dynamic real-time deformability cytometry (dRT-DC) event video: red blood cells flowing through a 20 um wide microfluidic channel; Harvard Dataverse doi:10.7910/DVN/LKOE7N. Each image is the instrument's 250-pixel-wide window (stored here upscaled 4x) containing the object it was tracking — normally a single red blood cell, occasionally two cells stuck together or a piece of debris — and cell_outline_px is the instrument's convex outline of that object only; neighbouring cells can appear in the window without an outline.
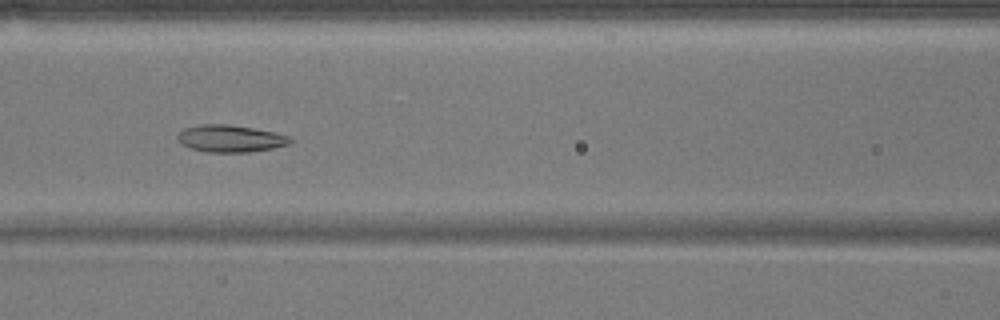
{"species": "common noctule bat (a hibernating species)", "species_latin": "Nyctalus noctula", "temperature_condition": "warm", "stored_images_in_passage": 48, "camera_frame_rate_fps": 3000, "um_per_image_px": 0.085, "animal": {"sex": "male", "body_mass_g": 17.9}, "frame": {"image": 1, "passage_image": 22, "time_ms": 7.0, "image_size_px": [1000, 320], "cell_outline_px": [[292, 140], [288, 144], [272, 148], [248, 152], [208, 152], [192, 148], [180, 144], [176, 136], [184, 128], [200, 124], [228, 124], [252, 128], [292, 136]], "centroid_in_image_um": [19.56, 11.77], "position_along_channel_um": 147.0, "area_um2": 17.69}}
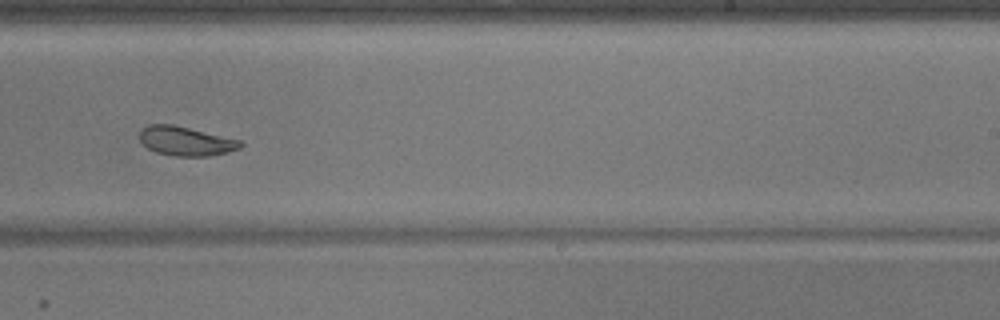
{"frame": {"image": 2, "passage_image": 32, "time_ms": 10.333, "image_size_px": [1000, 320], "cell_outline_px": [[244, 144], [240, 148], [228, 152], [208, 156], [176, 156], [156, 152], [148, 148], [140, 140], [140, 128], [148, 124], [172, 124], [240, 140]], "centroid_in_image_um": [15.78, 11.99], "position_along_channel_um": 273.2, "area_um2": 17.05}}
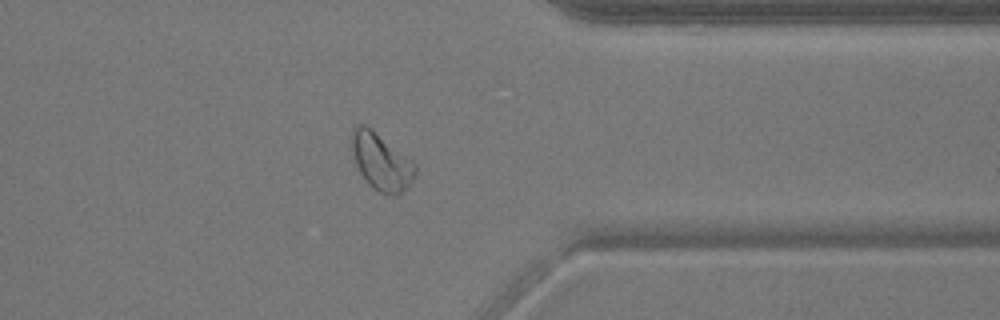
{"frame": {"image": 3, "passage_image": 41, "time_ms": 13.333, "image_size_px": [1000, 320], "cell_outline_px": [[416, 172], [412, 180], [396, 196], [392, 196], [380, 192], [372, 188], [368, 184], [360, 172], [356, 164], [352, 152], [352, 132], [360, 124], [364, 124], [372, 128], [412, 160], [416, 164]], "centroid_in_image_um": [32.41, 13.74], "position_along_channel_um": 379.0, "area_um2": 20.81}, "authors_computed_cell_mechanics": {"area_um2": 20.3456, "velocity_mm_per_s": 3.7943, "shape_relaxation_time_tau1_ms": 5.0786, "shape_relaxation_time_tau2_ms": 2.1717, "deformation_change_tau1": 0.1059, "deformation_change_tau2": 0.0746}}